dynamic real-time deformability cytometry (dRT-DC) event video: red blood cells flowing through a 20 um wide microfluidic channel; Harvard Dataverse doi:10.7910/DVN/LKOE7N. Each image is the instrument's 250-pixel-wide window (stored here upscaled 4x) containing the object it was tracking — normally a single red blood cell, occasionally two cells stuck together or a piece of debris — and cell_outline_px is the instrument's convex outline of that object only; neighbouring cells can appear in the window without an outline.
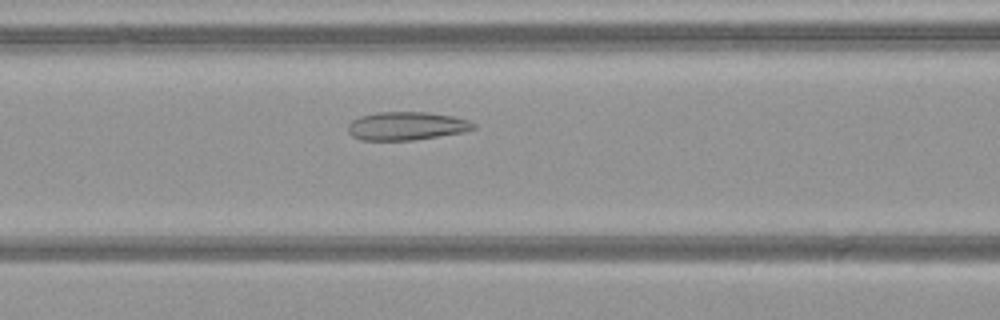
{"species": "common noctule bat (a hibernating species)", "species_latin": "Nyctalus noctula", "temperature_condition": "warm", "stored_images_in_passage": 47, "camera_frame_rate_fps": 3000, "um_per_image_px": 0.085, "animal": {"sex": "female", "body_mass_g": 21.9}, "frame": {"image": 1, "passage_image": 18, "time_ms": 5.667, "image_size_px": [1000, 320], "cell_outline_px": [[476, 128], [464, 132], [412, 140], [360, 140], [352, 136], [348, 132], [348, 124], [352, 120], [360, 116], [380, 112], [428, 112], [452, 116], [468, 120], [476, 124]], "centroid_in_image_um": [34.55, 10.71], "position_along_channel_um": 132.1, "area_um2": 20.69}}
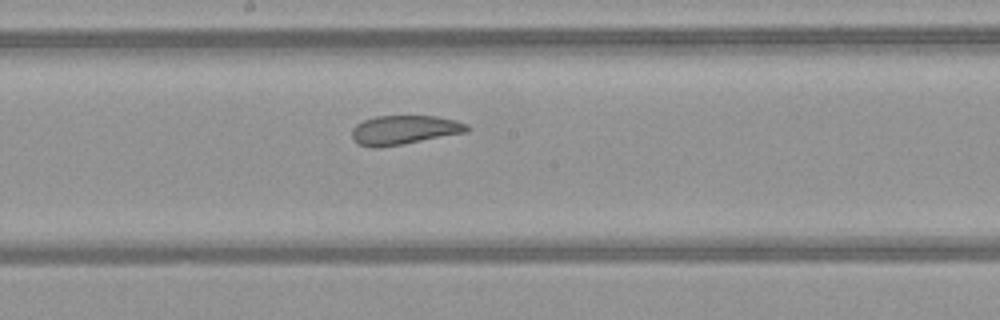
{"frame": {"image": 2, "passage_image": 24, "time_ms": 7.667, "image_size_px": [1000, 320], "cell_outline_px": [[472, 128], [468, 132], [380, 148], [372, 148], [356, 144], [352, 140], [352, 128], [356, 124], [364, 120], [376, 116], [436, 116], [456, 120], [468, 124]], "centroid_in_image_um": [34.35, 11.05], "position_along_channel_um": 213.8, "area_um2": 19.83}}
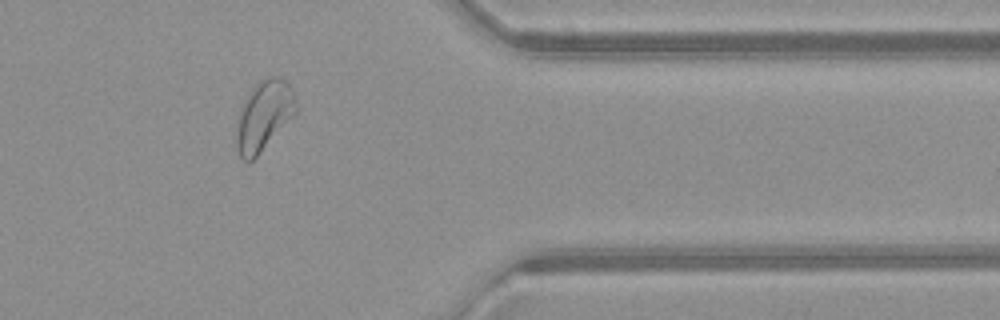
{"frame": {"image": 3, "passage_image": 38, "time_ms": 12.333, "image_size_px": [1000, 320], "cell_outline_px": [[296, 112], [260, 152], [248, 164], [240, 156], [236, 144], [236, 132], [240, 112], [244, 100], [248, 92], [260, 80], [268, 76], [280, 76], [292, 88], [296, 100]], "centroid_in_image_um": [22.42, 9.8], "position_along_channel_um": 389.0, "area_um2": 23.87}, "authors_computed_cell_mechanics": {"area_um2": 23.8714, "velocity_mm_per_s": 4.0856, "shape_relaxation_time_tau1_ms": 9.6348, "shape_relaxation_time_tau2_ms": 1.5765, "deformation_change_tau1": 0.1791, "deformation_change_tau2": 0.0991}}